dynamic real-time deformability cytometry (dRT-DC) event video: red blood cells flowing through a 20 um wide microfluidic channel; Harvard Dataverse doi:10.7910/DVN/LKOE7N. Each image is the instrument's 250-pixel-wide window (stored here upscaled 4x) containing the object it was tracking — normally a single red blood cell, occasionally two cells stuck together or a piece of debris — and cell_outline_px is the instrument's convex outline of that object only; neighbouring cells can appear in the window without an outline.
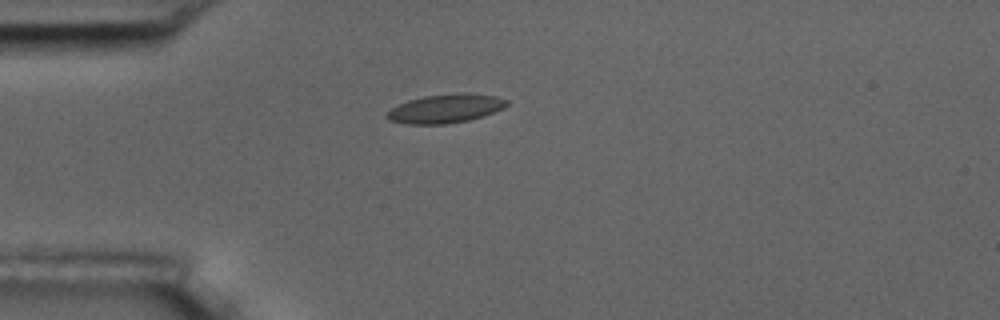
{"species": "common noctule bat (a hibernating species)", "species_latin": "Nyctalus noctula", "temperature_condition": "room temperature", "stored_images_in_passage": 1, "camera_frame_rate_fps": 3000, "um_per_image_px": 0.085, "animal": {"sex": "male", "body_mass_g": 17.5, "forearm_length_mm": 52.3}, "frame": {"image": 1, "passage_image": 1, "time_ms": 0.0, "image_size_px": [1000, 320], "cell_outline_px": [[508, 104], [504, 108], [484, 116], [468, 120], [444, 124], [408, 124], [388, 120], [384, 116], [392, 108], [408, 100], [424, 96], [464, 92], [468, 92], [496, 96], [508, 100]], "centroid_in_image_um": [37.89, 9.22], "position_along_channel_um": 47.1, "area_um2": 20.17}}